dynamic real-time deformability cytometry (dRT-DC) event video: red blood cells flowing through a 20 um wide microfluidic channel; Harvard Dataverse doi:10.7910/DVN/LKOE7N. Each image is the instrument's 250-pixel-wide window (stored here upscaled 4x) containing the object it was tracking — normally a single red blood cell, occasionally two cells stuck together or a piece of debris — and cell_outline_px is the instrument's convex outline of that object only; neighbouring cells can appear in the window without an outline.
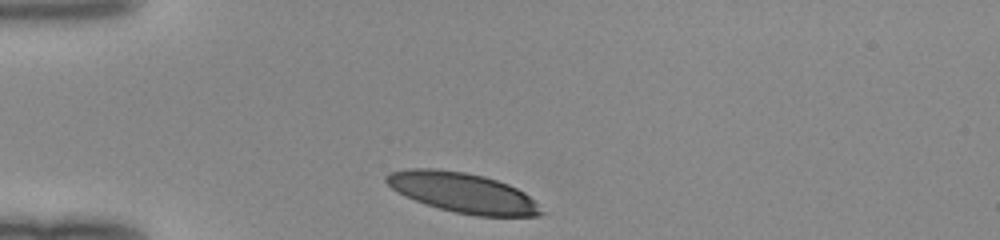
{"species": "human", "species_latin": "Homo sapiens", "temperature_condition": "room temperature", "stored_images_in_passage": 29, "camera_frame_rate_fps": 3000, "um_per_image_px": 0.085, "donor": {"sex": "female"}, "frame": {"image": 1, "passage_image": 1, "time_ms": 0.0, "image_size_px": [1000, 240], "cell_outline_px": [[548, 212], [540, 216], [476, 216], [456, 212], [424, 204], [404, 196], [392, 188], [384, 180], [384, 176], [388, 172], [412, 168], [436, 168], [464, 172], [484, 176], [508, 184], [524, 192]], "centroid_in_image_um": [39.35, 16.38], "position_along_channel_um": 45.7, "area_um2": 36.3}}
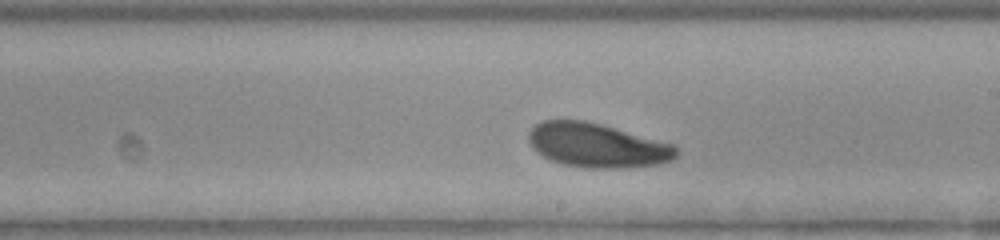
{"frame": {"image": 2, "passage_image": 17, "time_ms": 5.333, "image_size_px": [1000, 240], "cell_outline_px": [[680, 152], [672, 160], [656, 164], [624, 168], [584, 168], [560, 164], [536, 152], [532, 148], [528, 140], [528, 132], [540, 120], [584, 120], [600, 124], [676, 144]], "centroid_in_image_um": [50.76, 12.36], "position_along_channel_um": 238.2, "area_um2": 38.32}}
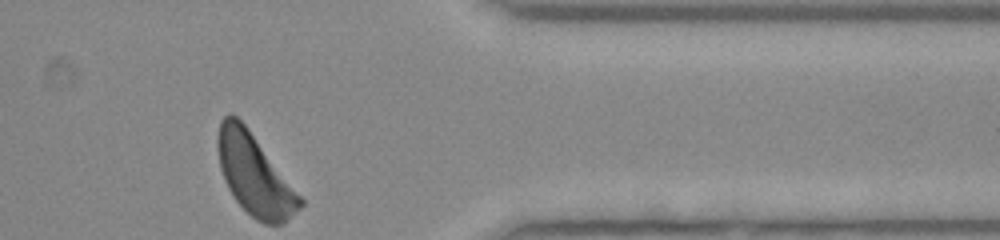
{"frame": {"image": 3, "passage_image": 29, "time_ms": 9.333, "image_size_px": [1000, 240], "cell_outline_px": [[304, 204], [284, 224], [264, 224], [256, 220], [236, 200], [228, 188], [224, 180], [220, 168], [216, 144], [216, 140], [220, 120], [228, 112], [232, 112], [248, 128], [304, 200]], "centroid_in_image_um": [21.61, 14.84], "position_along_channel_um": 389.8, "area_um2": 38.61}}